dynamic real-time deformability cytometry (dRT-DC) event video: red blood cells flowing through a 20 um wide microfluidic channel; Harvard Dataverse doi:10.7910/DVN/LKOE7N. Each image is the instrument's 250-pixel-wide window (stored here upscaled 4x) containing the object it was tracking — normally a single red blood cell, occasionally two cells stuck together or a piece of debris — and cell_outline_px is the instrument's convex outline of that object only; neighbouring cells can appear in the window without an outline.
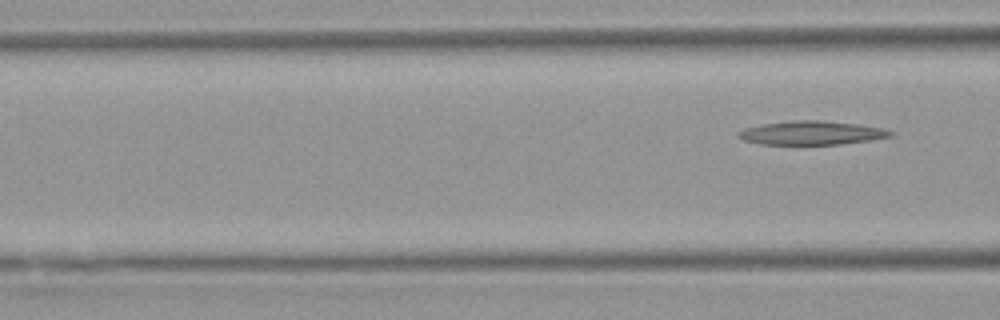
{"species": "Egyptian fruit bat (a non-hibernating species)", "species_latin": "Rousettus aegyptiacus", "temperature_condition": "warm", "stored_images_in_passage": 3, "segment_of_instrument_passage": [2, 2], "camera_frame_rate_fps": 3000, "um_per_image_px": 0.085, "animal": {"sex": "female"}, "frame": {"image": 1, "passage_image": 3, "time_ms": 3.333, "image_size_px": [1000, 320], "cell_outline_px": [[896, 132], [892, 136], [872, 140], [840, 144], [760, 144], [744, 140], [736, 136], [736, 132], [744, 128], [760, 124], [792, 120], [824, 120], [856, 124], [884, 128]], "centroid_in_image_um": [68.98, 11.29], "position_along_channel_um": 97.6, "area_um2": 21.27}}